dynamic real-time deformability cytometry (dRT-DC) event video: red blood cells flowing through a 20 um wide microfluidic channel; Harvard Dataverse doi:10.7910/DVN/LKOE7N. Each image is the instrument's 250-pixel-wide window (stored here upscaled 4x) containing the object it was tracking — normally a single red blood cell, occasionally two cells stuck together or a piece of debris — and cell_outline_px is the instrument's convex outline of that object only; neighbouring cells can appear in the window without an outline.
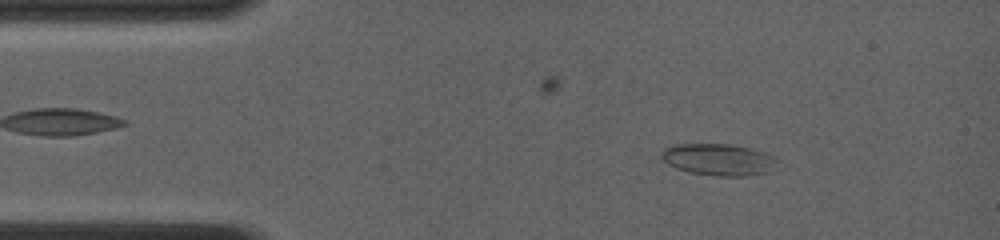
{"species": "common noctule bat (a hibernating species)", "species_latin": "Nyctalus noctula", "temperature_condition": "room temperature", "stored_images_in_passage": 61, "camera_frame_rate_fps": 4000, "um_per_image_px": 0.085, "animal": {"sex": "female", "body_mass_g": 19.0, "forearm_length_mm": 56.7}, "frame": {"image": 1, "passage_image": 8, "time_ms": 1.75, "image_size_px": [1000, 240], "cell_outline_px": [[780, 160], [768, 172], [748, 176], [716, 176], [688, 172], [676, 168], [668, 164], [660, 156], [660, 152], [664, 148], [672, 144], [732, 144], [764, 152], [776, 156]], "centroid_in_image_um": [61.07, 13.56], "position_along_channel_um": 23.9, "area_um2": 21.68}}
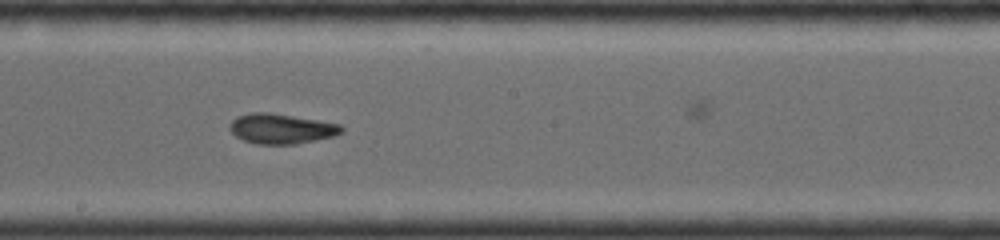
{"frame": {"image": 2, "passage_image": 33, "time_ms": 8.0, "image_size_px": [1000, 240], "cell_outline_px": [[344, 132], [336, 136], [296, 144], [256, 144], [244, 140], [236, 136], [228, 128], [228, 124], [236, 116], [252, 112], [268, 112], [340, 124], [344, 128]], "centroid_in_image_um": [23.9, 10.94], "position_along_channel_um": 224.3, "area_um2": 19.65}}
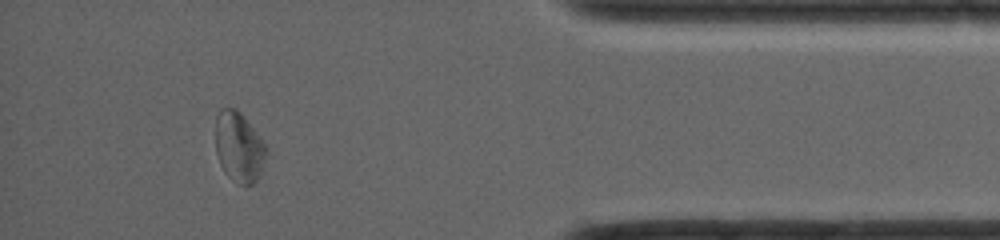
{"frame": {"image": 3, "passage_image": 54, "time_ms": 13.25, "image_size_px": [1000, 240], "cell_outline_px": [[268, 152], [260, 176], [252, 184], [236, 184], [224, 172], [220, 164], [216, 152], [216, 116], [220, 108], [236, 108], [244, 116], [268, 148]], "centroid_in_image_um": [20.32, 12.51], "position_along_channel_um": 414.9, "area_um2": 20.92}}